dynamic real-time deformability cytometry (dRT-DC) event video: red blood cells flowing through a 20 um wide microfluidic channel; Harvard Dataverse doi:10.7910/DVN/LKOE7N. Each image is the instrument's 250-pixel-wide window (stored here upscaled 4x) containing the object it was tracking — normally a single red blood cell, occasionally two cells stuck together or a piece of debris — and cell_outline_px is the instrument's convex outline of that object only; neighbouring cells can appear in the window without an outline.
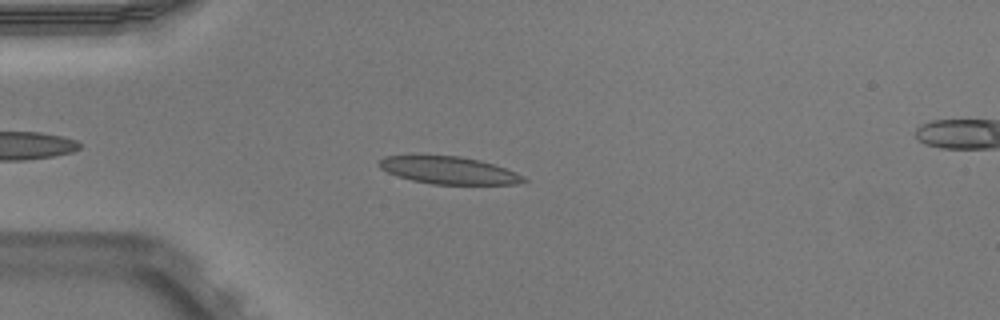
{"species": "Egyptian fruit bat (a non-hibernating species)", "species_latin": "Rousettus aegyptiacus", "temperature_condition": "warm", "stored_images_in_passage": 37, "camera_frame_rate_fps": 3000, "um_per_image_px": 0.085, "animal": {"sex": "male"}, "frame": {"image": 1, "passage_image": 2, "time_ms": 0.333, "image_size_px": [1000, 320], "cell_outline_px": [[528, 180], [516, 184], [432, 184], [412, 180], [396, 176], [380, 168], [380, 160], [384, 156], [460, 156], [480, 160], [516, 172], [524, 176]], "centroid_in_image_um": [38.17, 14.48], "position_along_channel_um": 46.8, "area_um2": 22.77}}
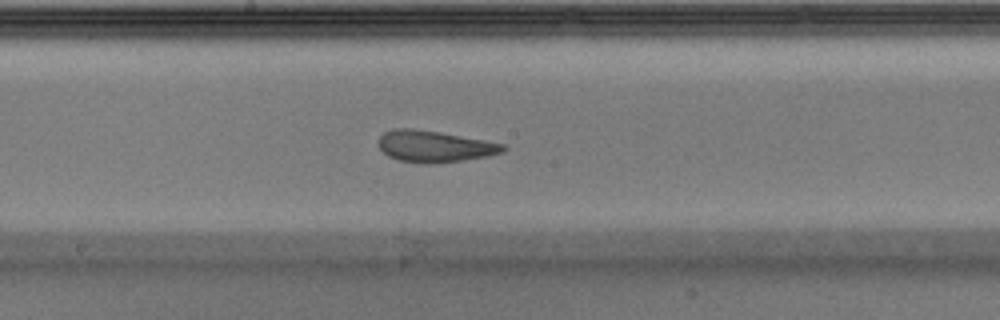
{"frame": {"image": 2, "passage_image": 16, "time_ms": 5.0, "image_size_px": [1000, 320], "cell_outline_px": [[508, 148], [504, 152], [488, 156], [432, 164], [420, 164], [400, 160], [388, 156], [380, 148], [380, 136], [384, 132], [392, 128], [412, 128], [440, 132], [484, 140], [504, 144]], "centroid_in_image_um": [36.94, 12.44], "position_along_channel_um": 211.3, "area_um2": 22.83}}
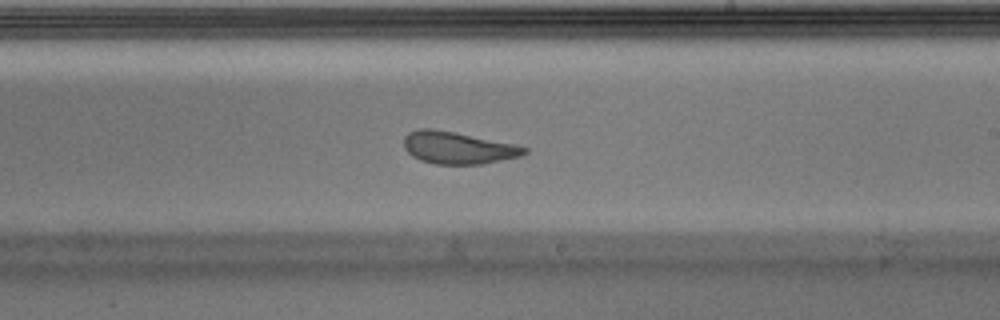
{"frame": {"image": 3, "passage_image": 19, "time_ms": 6.0, "image_size_px": [1000, 320], "cell_outline_px": [[528, 152], [520, 156], [480, 164], [436, 164], [420, 160], [412, 156], [404, 148], [404, 136], [408, 132], [416, 128], [432, 128], [456, 132], [516, 144], [528, 148]], "centroid_in_image_um": [38.9, 12.54], "position_along_channel_um": 250.1, "area_um2": 22.72}, "authors_computed_cell_mechanics": {"area_um2": 23.2356, "velocity_mm_per_s": 3.8893, "shape_relaxation_time_tau1_ms": 3.9317, "shape_relaxation_time_tau2_ms": 1.1796, "deformation_change_tau1": 0.1375, "deformation_change_tau2": 0.083}}